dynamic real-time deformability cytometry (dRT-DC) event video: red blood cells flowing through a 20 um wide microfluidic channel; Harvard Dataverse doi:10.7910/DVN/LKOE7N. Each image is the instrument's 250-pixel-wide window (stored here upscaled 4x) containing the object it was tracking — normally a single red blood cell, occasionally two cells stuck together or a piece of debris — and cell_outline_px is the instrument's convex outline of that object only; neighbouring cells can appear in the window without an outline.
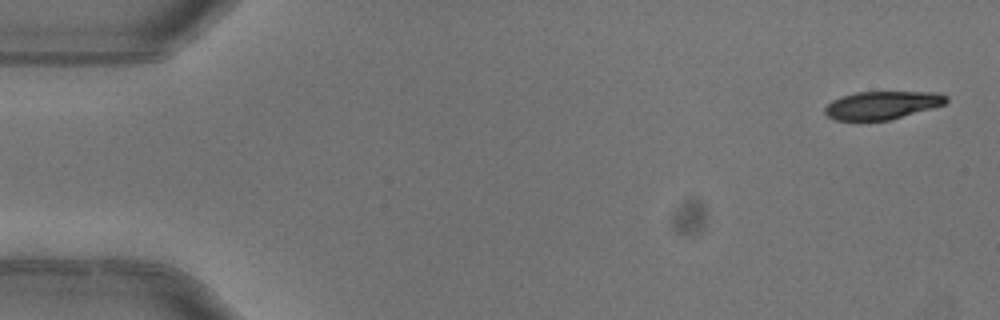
{"species": "common noctule bat (a hibernating species)", "species_latin": "Nyctalus noctula", "temperature_condition": "warm", "stored_images_in_passage": 5, "camera_frame_rate_fps": 3000, "um_per_image_px": 0.085, "animal": {"sex": "female"}, "frame": {"image": 1, "passage_image": 1, "time_ms": 0.0, "image_size_px": [1000, 320], "cell_outline_px": [[948, 100], [944, 104], [932, 108], [888, 120], [860, 124], [836, 120], [828, 116], [824, 112], [824, 108], [832, 100], [856, 92], [936, 92], [948, 96]], "centroid_in_image_um": [74.92, 8.98], "position_along_channel_um": 10.1, "area_um2": 20.35}}
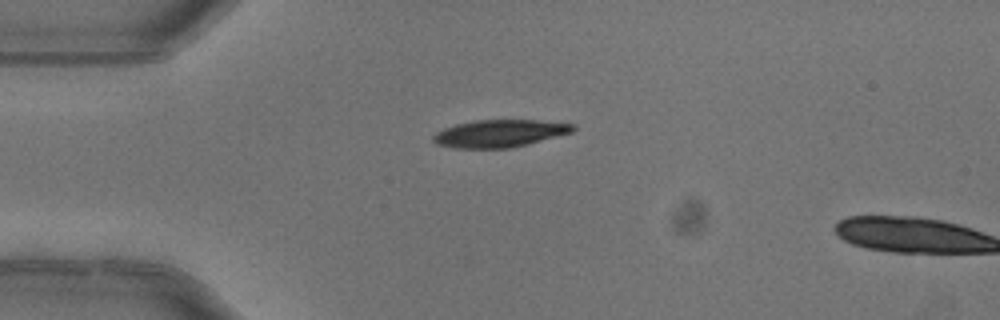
{"frame": {"image": 2, "passage_image": 4, "time_ms": 1.0, "image_size_px": [1000, 320], "cell_outline_px": [[576, 128], [572, 132], [512, 148], [452, 148], [436, 144], [432, 140], [432, 136], [436, 132], [444, 128], [456, 124], [476, 120], [536, 120], [576, 124]], "centroid_in_image_um": [42.44, 11.34], "position_along_channel_um": 42.6, "area_um2": 22.37}}